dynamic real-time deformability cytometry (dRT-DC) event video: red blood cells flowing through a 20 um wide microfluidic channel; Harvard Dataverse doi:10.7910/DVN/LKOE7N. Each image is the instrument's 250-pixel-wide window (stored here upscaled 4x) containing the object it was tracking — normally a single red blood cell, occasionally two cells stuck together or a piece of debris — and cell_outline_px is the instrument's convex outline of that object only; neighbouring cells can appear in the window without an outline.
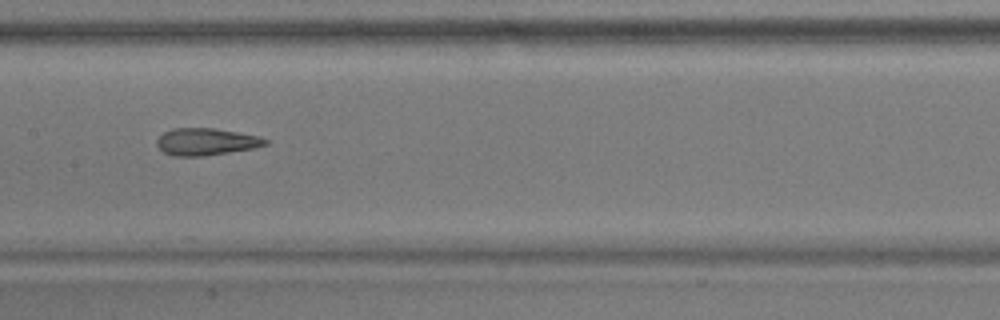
{"species": "common noctule bat (a hibernating species)", "species_latin": "Nyctalus noctula", "temperature_condition": "warm", "stored_images_in_passage": 40, "camera_frame_rate_fps": 3000, "um_per_image_px": 0.085, "animal": {"sex": "male", "body_mass_g": 17.9}, "frame": {"image": 1, "passage_image": 12, "time_ms": 3.667, "image_size_px": [1000, 320], "cell_outline_px": [[268, 144], [252, 148], [204, 156], [172, 156], [164, 152], [156, 144], [156, 140], [164, 132], [172, 128], [212, 128], [260, 136], [268, 140]], "centroid_in_image_um": [17.5, 12.04], "position_along_channel_um": 189.9, "area_um2": 16.99}}
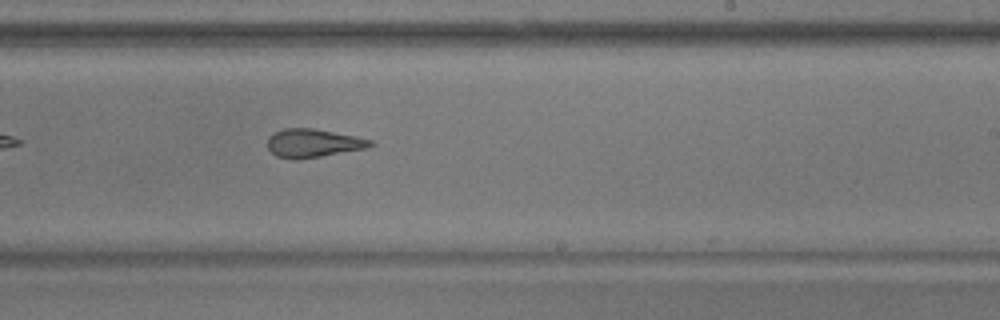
{"frame": {"image": 2, "passage_image": 18, "time_ms": 5.667, "image_size_px": [1000, 320], "cell_outline_px": [[376, 144], [364, 148], [300, 160], [292, 160], [276, 156], [268, 148], [268, 136], [284, 128], [312, 128], [356, 136], [372, 140]], "centroid_in_image_um": [26.59, 12.17], "position_along_channel_um": 262.4, "area_um2": 16.99}, "authors_computed_cell_mechanics": {"area_um2": 17.8891, "velocity_mm_per_s": 3.6441, "shape_relaxation_time_tau1_ms": null, "shape_relaxation_time_tau2_ms": 1.9588, "deformation_change_tau1": null, "deformation_change_tau2": 0.1143}}